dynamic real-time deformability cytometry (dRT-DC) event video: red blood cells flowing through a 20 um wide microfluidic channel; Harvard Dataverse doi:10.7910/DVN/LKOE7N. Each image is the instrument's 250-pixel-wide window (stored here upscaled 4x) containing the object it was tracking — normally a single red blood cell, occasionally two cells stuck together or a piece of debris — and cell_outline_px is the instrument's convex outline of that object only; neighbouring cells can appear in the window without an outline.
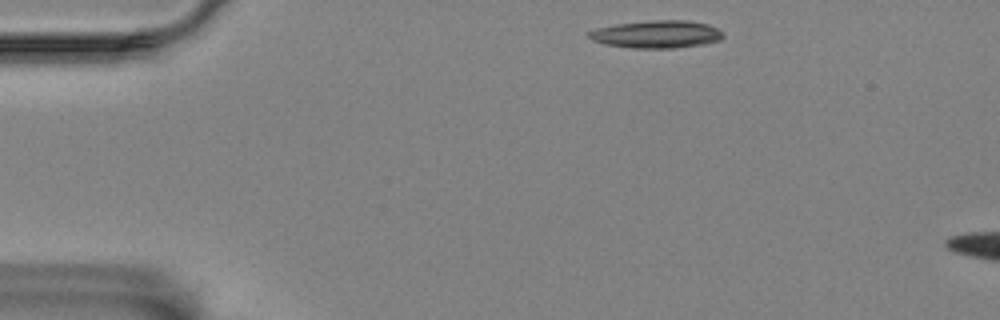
{"species": "Egyptian fruit bat (a non-hibernating species)", "species_latin": "Rousettus aegyptiacus", "temperature_condition": "room temperature", "stored_images_in_passage": 58, "camera_frame_rate_fps": 3000, "um_per_image_px": 0.085, "animal": {"sex": "female"}, "frame": {"image": 1, "passage_image": 1, "time_ms": 0.0, "image_size_px": [1000, 320], "cell_outline_px": [[724, 36], [720, 40], [704, 44], [676, 48], [632, 48], [604, 44], [592, 40], [588, 36], [588, 32], [596, 28], [616, 24], [652, 20], [688, 20], [708, 24], [724, 32]], "centroid_in_image_um": [55.83, 2.91], "position_along_channel_um": 29.2, "area_um2": 21.73}}
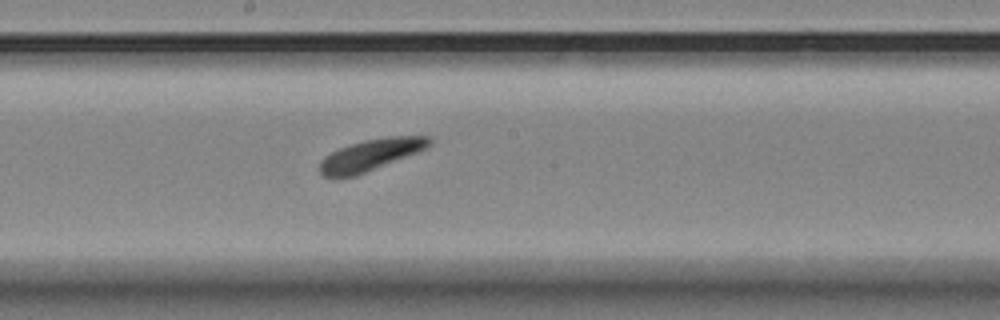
{"frame": {"image": 2, "passage_image": 26, "time_ms": 8.333, "image_size_px": [1000, 320], "cell_outline_px": [[432, 144], [416, 152], [356, 176], [336, 180], [332, 180], [324, 176], [320, 172], [320, 160], [324, 156], [340, 148], [364, 140], [388, 136], [428, 136], [432, 140]], "centroid_in_image_um": [31.43, 13.2], "position_along_channel_um": 216.8, "area_um2": 20.11}}
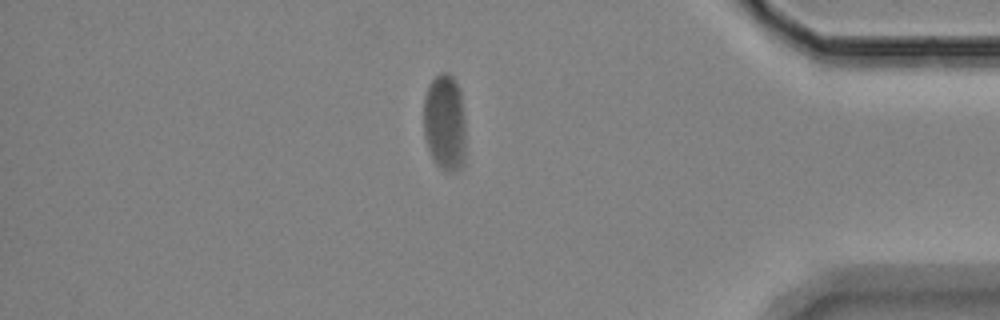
{"frame": {"image": 3, "passage_image": 49, "time_ms": 16.0, "image_size_px": [1000, 320], "cell_outline_px": [[464, 164], [460, 168], [452, 172], [444, 172], [436, 164], [428, 148], [424, 136], [424, 96], [428, 84], [440, 72], [448, 72], [456, 80], [460, 92], [464, 120]], "centroid_in_image_um": [37.79, 10.41], "position_along_channel_um": 397.4, "area_um2": 23.93}}